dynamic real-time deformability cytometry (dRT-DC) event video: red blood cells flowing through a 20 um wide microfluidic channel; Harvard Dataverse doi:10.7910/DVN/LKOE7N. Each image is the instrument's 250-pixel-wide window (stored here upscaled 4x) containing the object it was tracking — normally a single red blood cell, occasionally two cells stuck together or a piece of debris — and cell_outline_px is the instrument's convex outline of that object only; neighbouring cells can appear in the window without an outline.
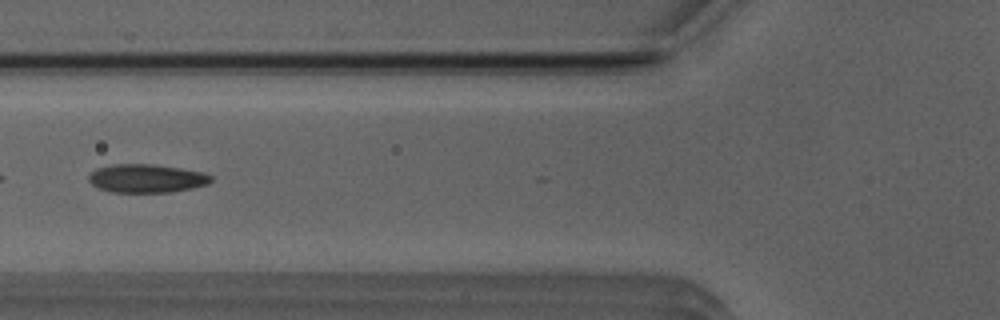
{"species": "Egyptian fruit bat (a non-hibernating species)", "species_latin": "Rousettus aegyptiacus", "temperature_condition": "room temperature", "stored_images_in_passage": 14, "camera_frame_rate_fps": 3000, "um_per_image_px": 0.085, "animal": {"sex": "male"}, "frame": {"image": 1, "passage_image": 8, "time_ms": 2.333, "image_size_px": [1000, 320], "cell_outline_px": [[212, 180], [208, 184], [192, 188], [172, 192], [112, 192], [100, 188], [92, 184], [88, 180], [88, 176], [96, 168], [116, 164], [152, 164], [180, 168], [204, 172], [212, 176]], "centroid_in_image_um": [12.48, 15.16], "position_along_channel_um": 113.3, "area_um2": 20.23}}